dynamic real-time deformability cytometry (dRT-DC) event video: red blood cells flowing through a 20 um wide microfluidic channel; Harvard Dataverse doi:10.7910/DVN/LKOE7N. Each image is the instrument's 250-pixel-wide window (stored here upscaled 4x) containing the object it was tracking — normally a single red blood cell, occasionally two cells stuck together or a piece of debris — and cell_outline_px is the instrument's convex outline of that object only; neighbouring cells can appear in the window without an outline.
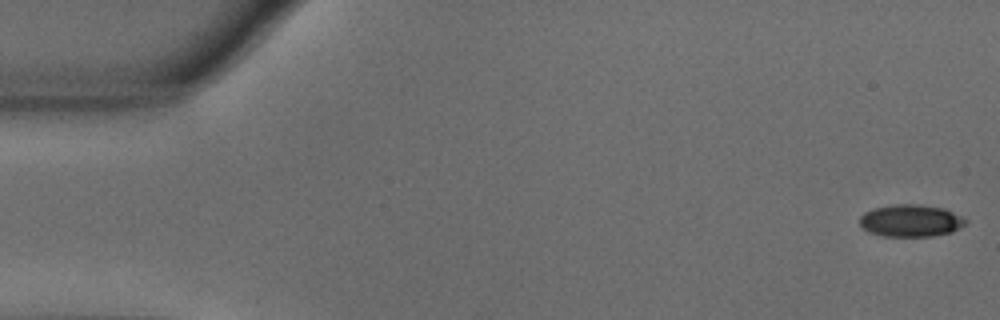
{"species": "common noctule bat (a hibernating species)", "species_latin": "Nyctalus noctula", "temperature_condition": "warm", "stored_images_in_passage": 55, "camera_frame_rate_fps": 3000, "um_per_image_px": 0.085, "animal": {"sex": "male", "body_mass_g": 18.8}, "frame": {"image": 1, "passage_image": 1, "time_ms": 0.0, "image_size_px": [1000, 320], "cell_outline_px": [[968, 220], [960, 228], [952, 232], [932, 236], [884, 236], [868, 232], [860, 224], [860, 216], [864, 212], [876, 208], [896, 204], [920, 204], [944, 208]], "centroid_in_image_um": [77.42, 18.76], "position_along_channel_um": 7.6, "area_um2": 19.77}}
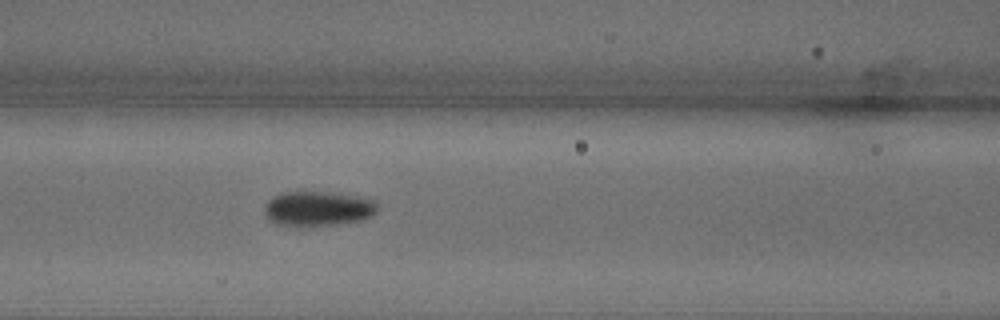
{"frame": {"image": 2, "passage_image": 23, "time_ms": 7.333, "image_size_px": [1000, 320], "cell_outline_px": [[380, 208], [372, 216], [364, 220], [332, 224], [276, 224], [264, 212], [264, 208], [268, 200], [280, 192], [328, 192], [372, 200]], "centroid_in_image_um": [27.04, 17.71], "position_along_channel_um": 139.6, "area_um2": 22.14}}
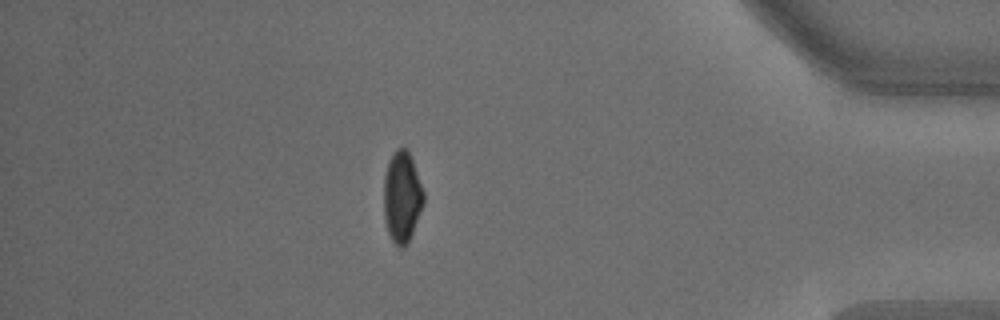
{"frame": {"image": 3, "passage_image": 48, "time_ms": 15.667, "image_size_px": [1000, 320], "cell_outline_px": [[424, 204], [408, 244], [404, 248], [400, 248], [392, 240], [388, 232], [384, 220], [384, 176], [388, 160], [396, 148], [408, 148], [424, 192]], "centroid_in_image_um": [34.17, 16.74], "position_along_channel_um": 401.0, "area_um2": 21.39}, "authors_computed_cell_mechanics": {"area_um2": 21.675, "velocity_mm_per_s": 3.6271, "shape_relaxation_time_tau1_ms": 5.5799, "shape_relaxation_time_tau2_ms": null, "deformation_change_tau1": 0.1528, "deformation_change_tau2": null}}